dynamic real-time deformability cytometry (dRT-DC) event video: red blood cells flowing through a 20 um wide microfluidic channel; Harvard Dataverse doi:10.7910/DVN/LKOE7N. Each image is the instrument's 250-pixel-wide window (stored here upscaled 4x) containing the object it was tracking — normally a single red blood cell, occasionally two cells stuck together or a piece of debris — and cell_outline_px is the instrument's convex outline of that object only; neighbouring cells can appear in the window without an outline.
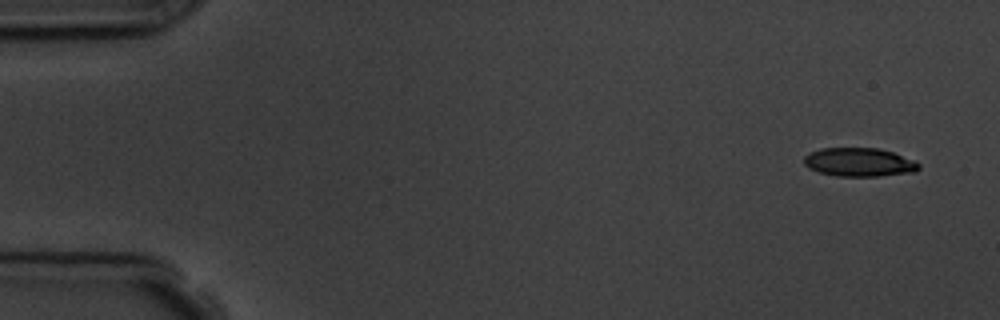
{"species": "common noctule bat (a hibernating species)", "species_latin": "Nyctalus noctula", "temperature_condition": "room temperature", "stored_images_in_passage": 5, "camera_frame_rate_fps": 3000, "um_per_image_px": 0.085, "animal": {"sex": "male", "body_mass_g": 19.5, "forearm_length_mm": 54.6}, "frame": {"image": 1, "passage_image": 1, "time_ms": 0.0, "image_size_px": [1000, 320], "cell_outline_px": [[920, 168], [916, 172], [880, 176], [836, 176], [820, 172], [808, 168], [804, 164], [804, 156], [820, 148], [876, 148], [892, 152], [916, 160], [920, 164]], "centroid_in_image_um": [73.06, 13.79], "position_along_channel_um": 11.9, "area_um2": 19.25}}
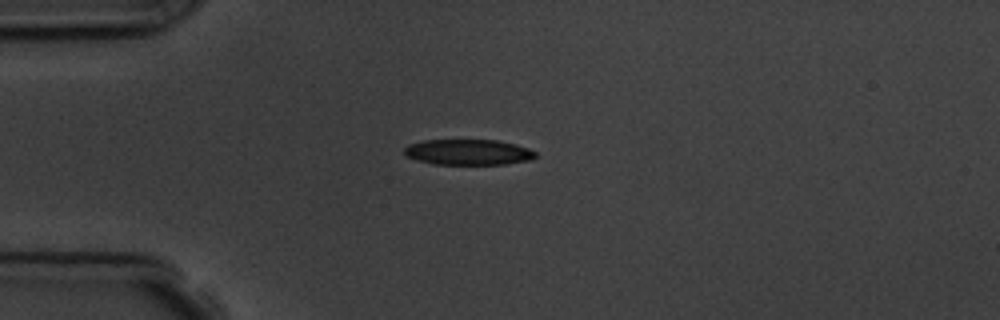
{"frame": {"image": 2, "passage_image": 4, "time_ms": 3.667, "image_size_px": [1000, 320], "cell_outline_px": [[536, 156], [532, 160], [504, 164], [436, 164], [420, 160], [408, 156], [404, 152], [404, 148], [408, 144], [424, 140], [496, 140], [516, 144], [528, 148], [536, 152]], "centroid_in_image_um": [39.84, 12.92], "position_along_channel_um": 45.2, "area_um2": 19.48}}